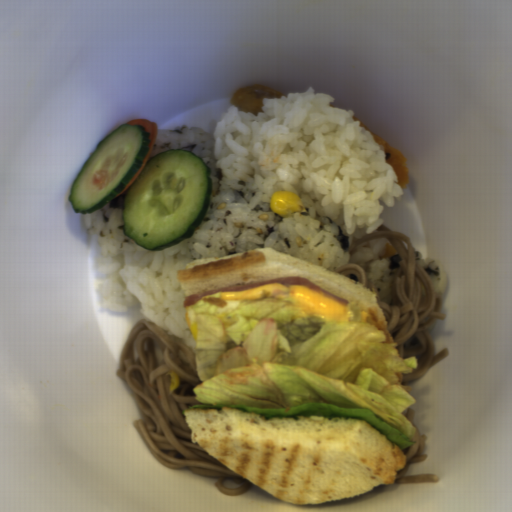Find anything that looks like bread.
Here are the masks:
<instances>
[{
  "mask_svg": "<svg viewBox=\"0 0 512 512\" xmlns=\"http://www.w3.org/2000/svg\"><path fill=\"white\" fill-rule=\"evenodd\" d=\"M193 443L278 499L316 505L393 484L404 451L365 419L184 409Z\"/></svg>",
  "mask_w": 512,
  "mask_h": 512,
  "instance_id": "1",
  "label": "bread"
},
{
  "mask_svg": "<svg viewBox=\"0 0 512 512\" xmlns=\"http://www.w3.org/2000/svg\"><path fill=\"white\" fill-rule=\"evenodd\" d=\"M183 296L225 287L259 283L281 277L307 278L319 287L348 301L357 302L368 312V320L384 332L385 343H393L387 319L379 306L376 289L335 273V271L301 260L273 248L199 258L177 271Z\"/></svg>",
  "mask_w": 512,
  "mask_h": 512,
  "instance_id": "2",
  "label": "bread"
}]
</instances>
